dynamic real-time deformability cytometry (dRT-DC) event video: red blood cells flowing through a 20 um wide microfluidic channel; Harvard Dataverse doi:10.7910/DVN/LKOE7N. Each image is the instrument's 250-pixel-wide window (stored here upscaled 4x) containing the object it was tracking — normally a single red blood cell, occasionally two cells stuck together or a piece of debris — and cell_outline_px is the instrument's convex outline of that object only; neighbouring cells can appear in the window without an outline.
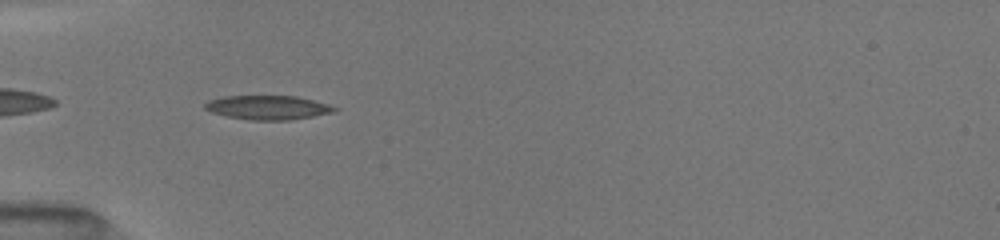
{"species": "common noctule bat (a hibernating species)", "species_latin": "Nyctalus noctula", "temperature_condition": "room temperature", "stored_images_in_passage": 36, "camera_frame_rate_fps": 3000, "um_per_image_px": 0.085, "animal": {"sex": "female", "body_mass_g": 19.5, "forearm_length_mm": 54.1}, "frame": {"image": 1, "passage_image": 2, "time_ms": 0.333, "image_size_px": [1000, 240], "cell_outline_px": [[336, 108], [328, 112], [308, 116], [280, 120], [260, 120], [232, 116], [216, 112], [208, 108], [204, 104], [212, 100], [228, 96], [292, 96], [324, 104]], "centroid_in_image_um": [22.72, 9.12], "position_along_channel_um": 62.3, "area_um2": 16.59}}
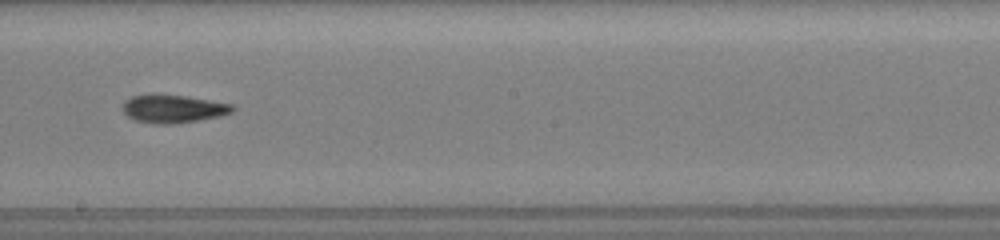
{"frame": {"image": 2, "passage_image": 15, "time_ms": 4.667, "image_size_px": [1000, 240], "cell_outline_px": [[232, 108], [228, 112], [212, 116], [192, 120], [140, 120], [124, 112], [124, 104], [132, 96], [180, 96], [228, 104]], "centroid_in_image_um": [14.68, 9.19], "position_along_channel_um": 233.5, "area_um2": 15.09}}
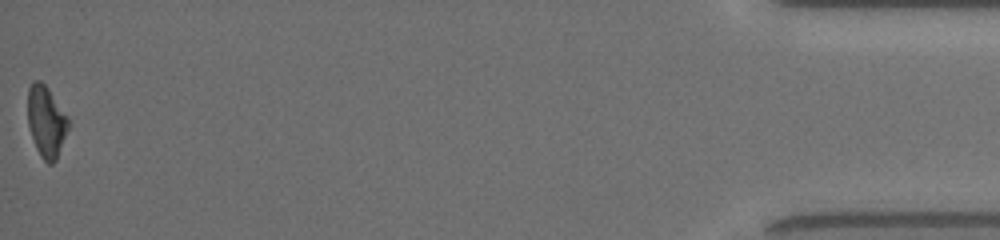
{"frame": {"image": 3, "passage_image": 36, "time_ms": 11.667, "image_size_px": [1000, 240], "cell_outline_px": [[68, 128], [56, 160], [52, 164], [48, 164], [44, 160], [36, 148], [28, 124], [28, 88], [36, 80], [40, 80], [44, 84], [68, 120]], "centroid_in_image_um": [3.9, 10.36], "position_along_channel_um": 431.3, "area_um2": 16.13}, "authors_computed_cell_mechanics": {"area_um2": 15.9817, "velocity_mm_per_s": 4.0779, "shape_relaxation_time_tau1_ms": null, "shape_relaxation_time_tau2_ms": 10.3488, "deformation_change_tau1": null, "deformation_change_tau2": 0.2381}}